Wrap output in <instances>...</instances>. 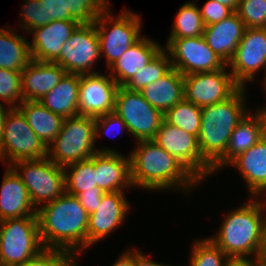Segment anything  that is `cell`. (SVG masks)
Wrapping results in <instances>:
<instances>
[{
  "label": "cell",
  "mask_w": 266,
  "mask_h": 266,
  "mask_svg": "<svg viewBox=\"0 0 266 266\" xmlns=\"http://www.w3.org/2000/svg\"><path fill=\"white\" fill-rule=\"evenodd\" d=\"M118 84L101 70L93 74H82L79 87V115L98 117L114 111Z\"/></svg>",
  "instance_id": "17"
},
{
  "label": "cell",
  "mask_w": 266,
  "mask_h": 266,
  "mask_svg": "<svg viewBox=\"0 0 266 266\" xmlns=\"http://www.w3.org/2000/svg\"><path fill=\"white\" fill-rule=\"evenodd\" d=\"M164 120L198 138L201 125V108L183 99L164 113Z\"/></svg>",
  "instance_id": "33"
},
{
  "label": "cell",
  "mask_w": 266,
  "mask_h": 266,
  "mask_svg": "<svg viewBox=\"0 0 266 266\" xmlns=\"http://www.w3.org/2000/svg\"><path fill=\"white\" fill-rule=\"evenodd\" d=\"M47 157V146L32 131L25 115L19 108L7 113L0 141V161L5 166L22 160Z\"/></svg>",
  "instance_id": "8"
},
{
  "label": "cell",
  "mask_w": 266,
  "mask_h": 266,
  "mask_svg": "<svg viewBox=\"0 0 266 266\" xmlns=\"http://www.w3.org/2000/svg\"><path fill=\"white\" fill-rule=\"evenodd\" d=\"M172 62L169 54L162 49L154 59L142 70L137 72L132 79L124 86L129 90L139 91L149 83L155 82L172 69Z\"/></svg>",
  "instance_id": "34"
},
{
  "label": "cell",
  "mask_w": 266,
  "mask_h": 266,
  "mask_svg": "<svg viewBox=\"0 0 266 266\" xmlns=\"http://www.w3.org/2000/svg\"><path fill=\"white\" fill-rule=\"evenodd\" d=\"M21 71L0 69V102L18 108L23 102Z\"/></svg>",
  "instance_id": "37"
},
{
  "label": "cell",
  "mask_w": 266,
  "mask_h": 266,
  "mask_svg": "<svg viewBox=\"0 0 266 266\" xmlns=\"http://www.w3.org/2000/svg\"><path fill=\"white\" fill-rule=\"evenodd\" d=\"M262 136L257 119L249 111L231 133L225 154L212 166L213 177L225 171L236 157L254 146Z\"/></svg>",
  "instance_id": "27"
},
{
  "label": "cell",
  "mask_w": 266,
  "mask_h": 266,
  "mask_svg": "<svg viewBox=\"0 0 266 266\" xmlns=\"http://www.w3.org/2000/svg\"><path fill=\"white\" fill-rule=\"evenodd\" d=\"M236 12L246 28H266V0H240Z\"/></svg>",
  "instance_id": "39"
},
{
  "label": "cell",
  "mask_w": 266,
  "mask_h": 266,
  "mask_svg": "<svg viewBox=\"0 0 266 266\" xmlns=\"http://www.w3.org/2000/svg\"><path fill=\"white\" fill-rule=\"evenodd\" d=\"M257 259H266V222L264 225V231L262 235V243Z\"/></svg>",
  "instance_id": "49"
},
{
  "label": "cell",
  "mask_w": 266,
  "mask_h": 266,
  "mask_svg": "<svg viewBox=\"0 0 266 266\" xmlns=\"http://www.w3.org/2000/svg\"><path fill=\"white\" fill-rule=\"evenodd\" d=\"M261 266H266V259H257Z\"/></svg>",
  "instance_id": "53"
},
{
  "label": "cell",
  "mask_w": 266,
  "mask_h": 266,
  "mask_svg": "<svg viewBox=\"0 0 266 266\" xmlns=\"http://www.w3.org/2000/svg\"><path fill=\"white\" fill-rule=\"evenodd\" d=\"M251 109L249 111L257 119L262 135L266 136V102L265 105L257 107V109Z\"/></svg>",
  "instance_id": "46"
},
{
  "label": "cell",
  "mask_w": 266,
  "mask_h": 266,
  "mask_svg": "<svg viewBox=\"0 0 266 266\" xmlns=\"http://www.w3.org/2000/svg\"><path fill=\"white\" fill-rule=\"evenodd\" d=\"M81 257L68 250L44 248L38 255L18 266H80Z\"/></svg>",
  "instance_id": "38"
},
{
  "label": "cell",
  "mask_w": 266,
  "mask_h": 266,
  "mask_svg": "<svg viewBox=\"0 0 266 266\" xmlns=\"http://www.w3.org/2000/svg\"><path fill=\"white\" fill-rule=\"evenodd\" d=\"M150 37L144 34L106 70L118 86H125L163 49L161 42Z\"/></svg>",
  "instance_id": "20"
},
{
  "label": "cell",
  "mask_w": 266,
  "mask_h": 266,
  "mask_svg": "<svg viewBox=\"0 0 266 266\" xmlns=\"http://www.w3.org/2000/svg\"><path fill=\"white\" fill-rule=\"evenodd\" d=\"M4 173L0 186V221L36 214L21 178L10 166H5Z\"/></svg>",
  "instance_id": "22"
},
{
  "label": "cell",
  "mask_w": 266,
  "mask_h": 266,
  "mask_svg": "<svg viewBox=\"0 0 266 266\" xmlns=\"http://www.w3.org/2000/svg\"><path fill=\"white\" fill-rule=\"evenodd\" d=\"M80 79L79 74L66 73L38 102L63 118L79 115Z\"/></svg>",
  "instance_id": "26"
},
{
  "label": "cell",
  "mask_w": 266,
  "mask_h": 266,
  "mask_svg": "<svg viewBox=\"0 0 266 266\" xmlns=\"http://www.w3.org/2000/svg\"><path fill=\"white\" fill-rule=\"evenodd\" d=\"M245 25L237 12L227 18L205 26L203 37L207 45L227 64L240 43Z\"/></svg>",
  "instance_id": "24"
},
{
  "label": "cell",
  "mask_w": 266,
  "mask_h": 266,
  "mask_svg": "<svg viewBox=\"0 0 266 266\" xmlns=\"http://www.w3.org/2000/svg\"><path fill=\"white\" fill-rule=\"evenodd\" d=\"M32 131L48 146L59 134L64 118L54 114L38 101H23L18 107Z\"/></svg>",
  "instance_id": "29"
},
{
  "label": "cell",
  "mask_w": 266,
  "mask_h": 266,
  "mask_svg": "<svg viewBox=\"0 0 266 266\" xmlns=\"http://www.w3.org/2000/svg\"><path fill=\"white\" fill-rule=\"evenodd\" d=\"M227 66L240 87L247 88L248 83L258 82L257 77L262 75L266 66V28H245Z\"/></svg>",
  "instance_id": "14"
},
{
  "label": "cell",
  "mask_w": 266,
  "mask_h": 266,
  "mask_svg": "<svg viewBox=\"0 0 266 266\" xmlns=\"http://www.w3.org/2000/svg\"><path fill=\"white\" fill-rule=\"evenodd\" d=\"M40 239L44 248L82 255L87 250L89 214L76 196L66 192L37 209Z\"/></svg>",
  "instance_id": "2"
},
{
  "label": "cell",
  "mask_w": 266,
  "mask_h": 266,
  "mask_svg": "<svg viewBox=\"0 0 266 266\" xmlns=\"http://www.w3.org/2000/svg\"><path fill=\"white\" fill-rule=\"evenodd\" d=\"M197 0L186 1L179 7L167 39H181L203 36L205 25Z\"/></svg>",
  "instance_id": "30"
},
{
  "label": "cell",
  "mask_w": 266,
  "mask_h": 266,
  "mask_svg": "<svg viewBox=\"0 0 266 266\" xmlns=\"http://www.w3.org/2000/svg\"><path fill=\"white\" fill-rule=\"evenodd\" d=\"M127 153L130 156L131 183L135 189L154 193L163 191L182 193L190 198L202 183L173 155L166 152L154 140L133 143ZM136 144V145H135ZM192 193V194H190Z\"/></svg>",
  "instance_id": "1"
},
{
  "label": "cell",
  "mask_w": 266,
  "mask_h": 266,
  "mask_svg": "<svg viewBox=\"0 0 266 266\" xmlns=\"http://www.w3.org/2000/svg\"><path fill=\"white\" fill-rule=\"evenodd\" d=\"M65 191L77 196L83 191L96 190L95 154L86 160L65 167Z\"/></svg>",
  "instance_id": "31"
},
{
  "label": "cell",
  "mask_w": 266,
  "mask_h": 266,
  "mask_svg": "<svg viewBox=\"0 0 266 266\" xmlns=\"http://www.w3.org/2000/svg\"><path fill=\"white\" fill-rule=\"evenodd\" d=\"M111 7L94 22L98 34L101 57L106 70L142 36V16L124 7L116 16Z\"/></svg>",
  "instance_id": "5"
},
{
  "label": "cell",
  "mask_w": 266,
  "mask_h": 266,
  "mask_svg": "<svg viewBox=\"0 0 266 266\" xmlns=\"http://www.w3.org/2000/svg\"><path fill=\"white\" fill-rule=\"evenodd\" d=\"M228 266H261L257 259L231 260Z\"/></svg>",
  "instance_id": "47"
},
{
  "label": "cell",
  "mask_w": 266,
  "mask_h": 266,
  "mask_svg": "<svg viewBox=\"0 0 266 266\" xmlns=\"http://www.w3.org/2000/svg\"><path fill=\"white\" fill-rule=\"evenodd\" d=\"M200 14L205 26L219 22L233 13V11L214 0H206L202 7L199 6Z\"/></svg>",
  "instance_id": "41"
},
{
  "label": "cell",
  "mask_w": 266,
  "mask_h": 266,
  "mask_svg": "<svg viewBox=\"0 0 266 266\" xmlns=\"http://www.w3.org/2000/svg\"><path fill=\"white\" fill-rule=\"evenodd\" d=\"M245 200L228 209L217 231L206 235L231 260L257 259L262 243L266 222L262 205L256 197Z\"/></svg>",
  "instance_id": "3"
},
{
  "label": "cell",
  "mask_w": 266,
  "mask_h": 266,
  "mask_svg": "<svg viewBox=\"0 0 266 266\" xmlns=\"http://www.w3.org/2000/svg\"><path fill=\"white\" fill-rule=\"evenodd\" d=\"M135 247L134 246V266H175L172 265L169 262L167 263H162L159 261L153 260L152 254L144 253L143 248ZM148 254V256H147Z\"/></svg>",
  "instance_id": "44"
},
{
  "label": "cell",
  "mask_w": 266,
  "mask_h": 266,
  "mask_svg": "<svg viewBox=\"0 0 266 266\" xmlns=\"http://www.w3.org/2000/svg\"><path fill=\"white\" fill-rule=\"evenodd\" d=\"M23 2L16 26L27 34L32 29L45 25V12L43 7L39 6V0H23Z\"/></svg>",
  "instance_id": "40"
},
{
  "label": "cell",
  "mask_w": 266,
  "mask_h": 266,
  "mask_svg": "<svg viewBox=\"0 0 266 266\" xmlns=\"http://www.w3.org/2000/svg\"><path fill=\"white\" fill-rule=\"evenodd\" d=\"M226 168H234L241 176L247 197L258 196L266 188V136H262Z\"/></svg>",
  "instance_id": "21"
},
{
  "label": "cell",
  "mask_w": 266,
  "mask_h": 266,
  "mask_svg": "<svg viewBox=\"0 0 266 266\" xmlns=\"http://www.w3.org/2000/svg\"><path fill=\"white\" fill-rule=\"evenodd\" d=\"M113 112L125 122L135 142L153 140L164 120V114L152 107L139 91L124 86L117 89Z\"/></svg>",
  "instance_id": "10"
},
{
  "label": "cell",
  "mask_w": 266,
  "mask_h": 266,
  "mask_svg": "<svg viewBox=\"0 0 266 266\" xmlns=\"http://www.w3.org/2000/svg\"><path fill=\"white\" fill-rule=\"evenodd\" d=\"M66 73L53 62L31 60L21 71L23 101H39Z\"/></svg>",
  "instance_id": "23"
},
{
  "label": "cell",
  "mask_w": 266,
  "mask_h": 266,
  "mask_svg": "<svg viewBox=\"0 0 266 266\" xmlns=\"http://www.w3.org/2000/svg\"><path fill=\"white\" fill-rule=\"evenodd\" d=\"M10 167L26 186L36 209L66 192L63 167L58 166L48 157L17 161Z\"/></svg>",
  "instance_id": "9"
},
{
  "label": "cell",
  "mask_w": 266,
  "mask_h": 266,
  "mask_svg": "<svg viewBox=\"0 0 266 266\" xmlns=\"http://www.w3.org/2000/svg\"><path fill=\"white\" fill-rule=\"evenodd\" d=\"M123 132H127L129 134L125 122L115 112H110L95 117V145L97 148V152H120V150H117L114 146L98 147L99 145L97 141L100 140L102 137L104 138L108 135L110 136L109 138H113L116 136L119 137V135L123 134Z\"/></svg>",
  "instance_id": "36"
},
{
  "label": "cell",
  "mask_w": 266,
  "mask_h": 266,
  "mask_svg": "<svg viewBox=\"0 0 266 266\" xmlns=\"http://www.w3.org/2000/svg\"><path fill=\"white\" fill-rule=\"evenodd\" d=\"M247 90L240 87L227 100L201 108L198 145L211 167L225 154L231 133L250 110Z\"/></svg>",
  "instance_id": "4"
},
{
  "label": "cell",
  "mask_w": 266,
  "mask_h": 266,
  "mask_svg": "<svg viewBox=\"0 0 266 266\" xmlns=\"http://www.w3.org/2000/svg\"><path fill=\"white\" fill-rule=\"evenodd\" d=\"M163 49L169 54L172 67L182 75L213 72L227 66L203 36L166 39Z\"/></svg>",
  "instance_id": "13"
},
{
  "label": "cell",
  "mask_w": 266,
  "mask_h": 266,
  "mask_svg": "<svg viewBox=\"0 0 266 266\" xmlns=\"http://www.w3.org/2000/svg\"><path fill=\"white\" fill-rule=\"evenodd\" d=\"M104 194L105 192H103L99 187H96V190L83 191L76 197L90 215L97 210L101 204V199Z\"/></svg>",
  "instance_id": "43"
},
{
  "label": "cell",
  "mask_w": 266,
  "mask_h": 266,
  "mask_svg": "<svg viewBox=\"0 0 266 266\" xmlns=\"http://www.w3.org/2000/svg\"><path fill=\"white\" fill-rule=\"evenodd\" d=\"M153 140L184 165L202 185L204 180L212 179V167L202 158L195 135L163 120Z\"/></svg>",
  "instance_id": "12"
},
{
  "label": "cell",
  "mask_w": 266,
  "mask_h": 266,
  "mask_svg": "<svg viewBox=\"0 0 266 266\" xmlns=\"http://www.w3.org/2000/svg\"><path fill=\"white\" fill-rule=\"evenodd\" d=\"M101 51L95 24H80L62 45L60 56L53 62L67 73L93 74L98 72ZM97 71H96V68Z\"/></svg>",
  "instance_id": "11"
},
{
  "label": "cell",
  "mask_w": 266,
  "mask_h": 266,
  "mask_svg": "<svg viewBox=\"0 0 266 266\" xmlns=\"http://www.w3.org/2000/svg\"><path fill=\"white\" fill-rule=\"evenodd\" d=\"M10 109L11 108L9 106L0 102V141L2 140L4 120Z\"/></svg>",
  "instance_id": "48"
},
{
  "label": "cell",
  "mask_w": 266,
  "mask_h": 266,
  "mask_svg": "<svg viewBox=\"0 0 266 266\" xmlns=\"http://www.w3.org/2000/svg\"><path fill=\"white\" fill-rule=\"evenodd\" d=\"M127 192H111L102 196L97 210L89 215L87 227V249L105 241L120 226H124L131 213ZM112 233V234H111ZM99 242V243H98Z\"/></svg>",
  "instance_id": "16"
},
{
  "label": "cell",
  "mask_w": 266,
  "mask_h": 266,
  "mask_svg": "<svg viewBox=\"0 0 266 266\" xmlns=\"http://www.w3.org/2000/svg\"><path fill=\"white\" fill-rule=\"evenodd\" d=\"M239 88L228 66L213 72L184 75V100L200 108L227 100Z\"/></svg>",
  "instance_id": "15"
},
{
  "label": "cell",
  "mask_w": 266,
  "mask_h": 266,
  "mask_svg": "<svg viewBox=\"0 0 266 266\" xmlns=\"http://www.w3.org/2000/svg\"><path fill=\"white\" fill-rule=\"evenodd\" d=\"M256 198L261 203L264 214L266 216V188L258 196H256Z\"/></svg>",
  "instance_id": "51"
},
{
  "label": "cell",
  "mask_w": 266,
  "mask_h": 266,
  "mask_svg": "<svg viewBox=\"0 0 266 266\" xmlns=\"http://www.w3.org/2000/svg\"><path fill=\"white\" fill-rule=\"evenodd\" d=\"M96 153L95 117L91 116L64 118L59 134L47 146V157L62 167L90 159Z\"/></svg>",
  "instance_id": "6"
},
{
  "label": "cell",
  "mask_w": 266,
  "mask_h": 266,
  "mask_svg": "<svg viewBox=\"0 0 266 266\" xmlns=\"http://www.w3.org/2000/svg\"><path fill=\"white\" fill-rule=\"evenodd\" d=\"M222 5L229 7L233 12H236L240 3V0H214Z\"/></svg>",
  "instance_id": "50"
},
{
  "label": "cell",
  "mask_w": 266,
  "mask_h": 266,
  "mask_svg": "<svg viewBox=\"0 0 266 266\" xmlns=\"http://www.w3.org/2000/svg\"><path fill=\"white\" fill-rule=\"evenodd\" d=\"M185 266H228L231 259L207 236L191 240Z\"/></svg>",
  "instance_id": "32"
},
{
  "label": "cell",
  "mask_w": 266,
  "mask_h": 266,
  "mask_svg": "<svg viewBox=\"0 0 266 266\" xmlns=\"http://www.w3.org/2000/svg\"><path fill=\"white\" fill-rule=\"evenodd\" d=\"M143 98L163 114L184 99V75L172 68L163 77L139 90Z\"/></svg>",
  "instance_id": "25"
},
{
  "label": "cell",
  "mask_w": 266,
  "mask_h": 266,
  "mask_svg": "<svg viewBox=\"0 0 266 266\" xmlns=\"http://www.w3.org/2000/svg\"><path fill=\"white\" fill-rule=\"evenodd\" d=\"M16 29L8 23L0 28V69L22 71L31 61L28 36H21Z\"/></svg>",
  "instance_id": "28"
},
{
  "label": "cell",
  "mask_w": 266,
  "mask_h": 266,
  "mask_svg": "<svg viewBox=\"0 0 266 266\" xmlns=\"http://www.w3.org/2000/svg\"><path fill=\"white\" fill-rule=\"evenodd\" d=\"M44 249L37 214L0 221V266H18Z\"/></svg>",
  "instance_id": "7"
},
{
  "label": "cell",
  "mask_w": 266,
  "mask_h": 266,
  "mask_svg": "<svg viewBox=\"0 0 266 266\" xmlns=\"http://www.w3.org/2000/svg\"><path fill=\"white\" fill-rule=\"evenodd\" d=\"M134 246L125 247L117 259L110 266H134Z\"/></svg>",
  "instance_id": "45"
},
{
  "label": "cell",
  "mask_w": 266,
  "mask_h": 266,
  "mask_svg": "<svg viewBox=\"0 0 266 266\" xmlns=\"http://www.w3.org/2000/svg\"><path fill=\"white\" fill-rule=\"evenodd\" d=\"M95 172L96 186L105 193L134 191L128 153L97 152Z\"/></svg>",
  "instance_id": "19"
},
{
  "label": "cell",
  "mask_w": 266,
  "mask_h": 266,
  "mask_svg": "<svg viewBox=\"0 0 266 266\" xmlns=\"http://www.w3.org/2000/svg\"><path fill=\"white\" fill-rule=\"evenodd\" d=\"M39 6L45 12V25L57 20L75 21L70 13H64V0H39Z\"/></svg>",
  "instance_id": "42"
},
{
  "label": "cell",
  "mask_w": 266,
  "mask_h": 266,
  "mask_svg": "<svg viewBox=\"0 0 266 266\" xmlns=\"http://www.w3.org/2000/svg\"><path fill=\"white\" fill-rule=\"evenodd\" d=\"M110 0H64V13L79 24H92L112 6Z\"/></svg>",
  "instance_id": "35"
},
{
  "label": "cell",
  "mask_w": 266,
  "mask_h": 266,
  "mask_svg": "<svg viewBox=\"0 0 266 266\" xmlns=\"http://www.w3.org/2000/svg\"><path fill=\"white\" fill-rule=\"evenodd\" d=\"M263 75H262V80L261 79H258L259 80V82H261L260 83V88H261V92H262V94L264 93V96H266V66L264 67V70H263Z\"/></svg>",
  "instance_id": "52"
},
{
  "label": "cell",
  "mask_w": 266,
  "mask_h": 266,
  "mask_svg": "<svg viewBox=\"0 0 266 266\" xmlns=\"http://www.w3.org/2000/svg\"><path fill=\"white\" fill-rule=\"evenodd\" d=\"M79 25L77 21L57 20L29 31L31 60L54 62L60 56L62 45Z\"/></svg>",
  "instance_id": "18"
}]
</instances>
